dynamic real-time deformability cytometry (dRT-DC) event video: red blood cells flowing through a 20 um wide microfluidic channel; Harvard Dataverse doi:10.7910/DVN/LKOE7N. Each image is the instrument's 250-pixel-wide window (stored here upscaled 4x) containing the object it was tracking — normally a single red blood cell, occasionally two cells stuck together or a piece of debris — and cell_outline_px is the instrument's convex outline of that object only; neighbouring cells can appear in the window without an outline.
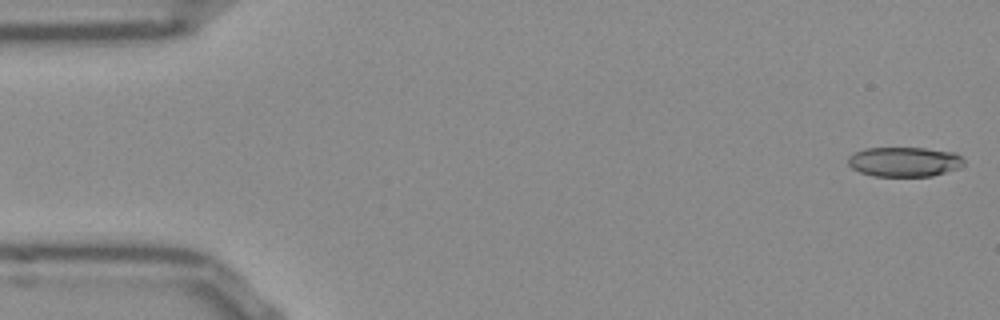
{"species": "Egyptian fruit bat (a non-hibernating species)", "species_latin": "Rousettus aegyptiacus", "temperature_condition": "room temperature", "stored_images_in_passage": 10, "camera_frame_rate_fps": 3000, "um_per_image_px": 0.085, "frame": {"image": 1, "passage_image": 1, "time_ms": 0.0, "image_size_px": [1000, 320], "cell_outline_px": [[964, 164], [960, 168], [932, 176], [872, 176], [860, 172], [852, 168], [848, 164], [848, 156], [852, 152], [864, 148], [924, 148], [956, 152], [964, 160]], "centroid_in_image_um": [76.86, 13.75], "position_along_channel_um": 8.1, "area_um2": 20.29}}